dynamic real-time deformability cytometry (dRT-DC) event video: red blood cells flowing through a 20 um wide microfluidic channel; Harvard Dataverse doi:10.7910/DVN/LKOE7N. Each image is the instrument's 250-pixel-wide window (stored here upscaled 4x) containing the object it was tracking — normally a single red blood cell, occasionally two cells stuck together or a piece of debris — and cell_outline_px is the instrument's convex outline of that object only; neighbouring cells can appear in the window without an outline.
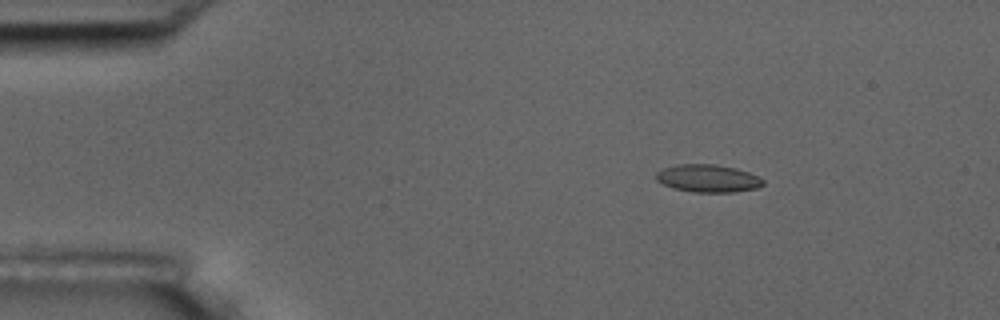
{"species": "common noctule bat (a hibernating species)", "species_latin": "Nyctalus noctula", "temperature_condition": "room temperature", "stored_images_in_passage": 17, "camera_frame_rate_fps": 3000, "um_per_image_px": 0.085, "animal": {"sex": "male", "body_mass_g": 17.5, "forearm_length_mm": 52.3}, "frame": {"image": 1, "passage_image": 3, "time_ms": 2.333, "image_size_px": [1000, 320], "cell_outline_px": [[764, 184], [756, 188], [736, 192], [692, 192], [676, 188], [664, 184], [656, 180], [656, 172], [664, 168], [676, 164], [712, 164], [736, 168], [748, 172], [764, 180]], "centroid_in_image_um": [60.17, 15.16], "position_along_channel_um": 24.8, "area_um2": 17.11}}
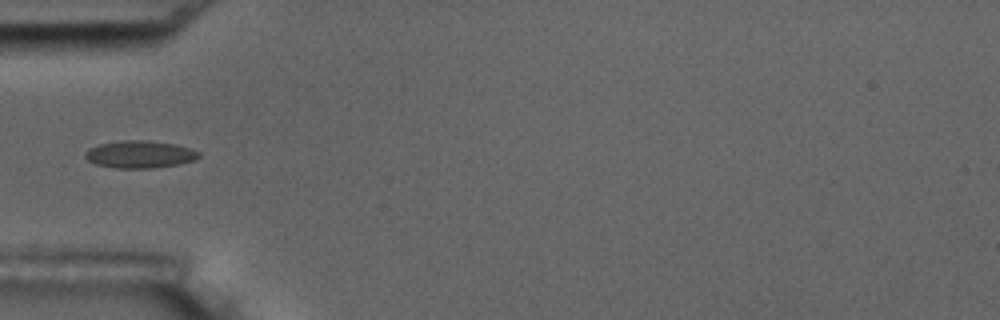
{"frame": {"image": 2, "passage_image": 6, "time_ms": 5.667, "image_size_px": [1000, 320], "cell_outline_px": [[200, 156], [196, 160], [180, 164], [152, 168], [116, 168], [96, 164], [88, 160], [84, 156], [84, 152], [88, 148], [100, 144], [120, 140], [144, 140], [176, 144], [200, 152]], "centroid_in_image_um": [11.88, 13.12], "position_along_channel_um": 73.1, "area_um2": 18.21}}
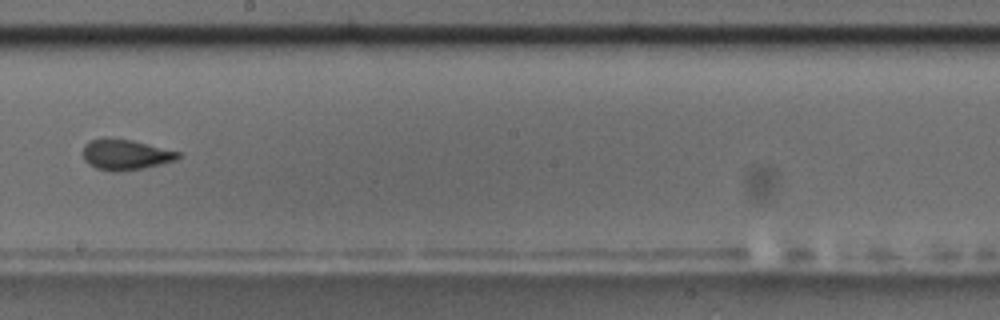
{"frame": {"image": 3, "passage_image": 10, "time_ms": 10.333, "image_size_px": [1000, 320], "cell_outline_px": [[180, 156], [176, 160], [144, 168], [116, 172], [112, 172], [96, 168], [88, 164], [84, 160], [84, 144], [88, 140], [104, 136], [132, 140], [180, 152]], "centroid_in_image_um": [10.62, 13.12], "position_along_channel_um": 237.6, "area_um2": 17.17}, "authors_computed_cell_mechanics": {"area_um2": 16.762, "velocity_mm_per_s": 3.5332, "shape_relaxation_time_tau1_ms": 10.7747, "shape_relaxation_time_tau2_ms": 1.1784, "deformation_change_tau1": 0.1973, "deformation_change_tau2": 0.0799}}